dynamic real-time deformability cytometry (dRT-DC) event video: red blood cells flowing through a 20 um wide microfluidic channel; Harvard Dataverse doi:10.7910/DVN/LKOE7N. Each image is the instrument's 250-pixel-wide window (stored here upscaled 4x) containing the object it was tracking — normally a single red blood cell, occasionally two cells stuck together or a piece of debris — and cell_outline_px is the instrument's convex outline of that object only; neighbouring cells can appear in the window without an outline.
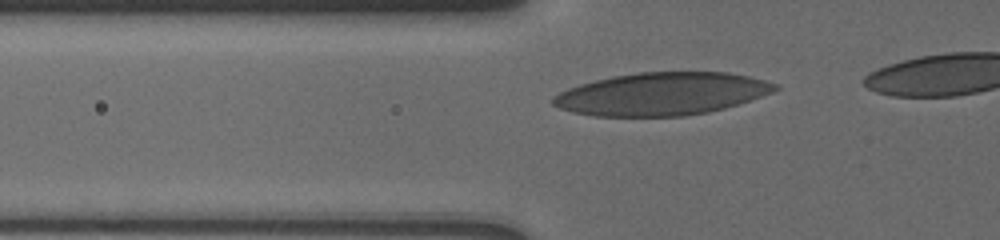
{"species": "human", "species_latin": "Homo sapiens", "temperature_condition": "cold", "stored_images_in_passage": 33, "camera_frame_rate_fps": 3000, "um_per_image_px": 0.085, "donor": {"sex": "male"}, "frame": {"image": 1, "passage_image": 2, "time_ms": 0.333, "image_size_px": [1000, 240], "cell_outline_px": [[780, 88], [772, 92], [724, 108], [708, 112], [684, 116], [592, 116], [572, 112], [560, 108], [552, 104], [552, 96], [568, 88], [580, 84], [612, 76], [640, 72], [728, 72], [748, 76], [764, 80], [776, 84]], "centroid_in_image_um": [56.21, 7.98], "position_along_channel_um": 69.6, "area_um2": 54.97}}
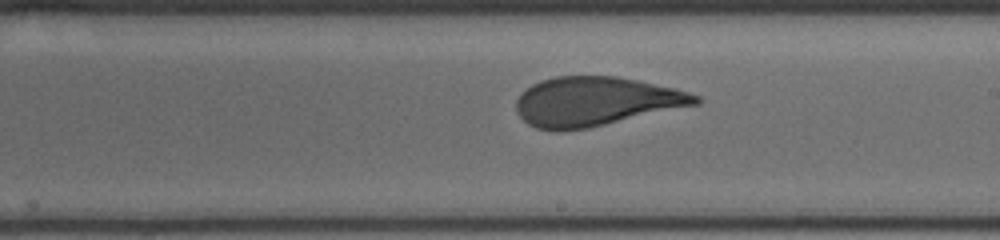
{"frame": {"image": 2, "passage_image": 20, "time_ms": 5.0, "image_size_px": [1000, 240], "cell_outline_px": [[700, 104], [588, 128], [560, 132], [552, 132], [536, 128], [528, 124], [516, 112], [516, 100], [520, 92], [532, 84], [540, 80], [556, 76], [616, 76], [636, 80], [672, 88], [688, 92], [700, 96]], "centroid_in_image_um": [50.58, 8.64], "position_along_channel_um": 238.4, "area_um2": 51.56}}
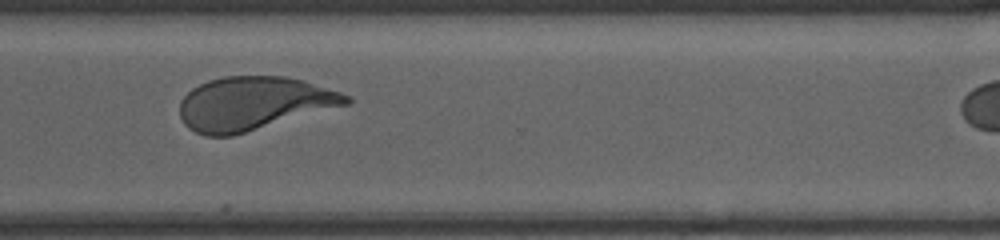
{"frame": {"image": 3, "passage_image": 32, "time_ms": 8.0, "image_size_px": [1000, 240], "cell_outline_px": [[352, 100], [348, 104], [232, 136], [204, 136], [188, 128], [184, 124], [180, 116], [180, 100], [192, 88], [208, 80], [224, 76], [284, 76], [300, 80], [340, 92], [348, 96]], "centroid_in_image_um": [21.49, 8.8], "position_along_channel_um": 349.1, "area_um2": 51.44}}